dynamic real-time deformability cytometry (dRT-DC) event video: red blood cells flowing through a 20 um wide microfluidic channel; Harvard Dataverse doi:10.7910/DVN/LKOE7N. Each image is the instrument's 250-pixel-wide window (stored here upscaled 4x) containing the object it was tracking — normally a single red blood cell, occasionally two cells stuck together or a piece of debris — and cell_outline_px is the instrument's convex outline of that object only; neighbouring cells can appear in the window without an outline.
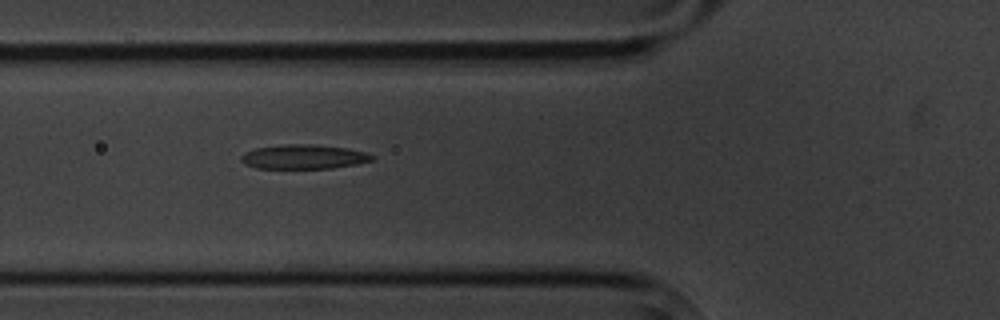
{"species": "common noctule bat (a hibernating species)", "species_latin": "Nyctalus noctula", "temperature_condition": "cold", "stored_images_in_passage": 3, "camera_frame_rate_fps": 3000, "um_per_image_px": 0.085, "animal": {"sex": "male", "body_mass_g": 20.1, "forearm_length_mm": 53.5}, "frame": {"image": 1, "passage_image": 3, "time_ms": 3.333, "image_size_px": [1000, 320], "cell_outline_px": [[376, 156], [372, 160], [356, 164], [332, 168], [256, 168], [244, 164], [240, 160], [240, 156], [244, 152], [256, 148], [288, 144], [312, 144], [348, 148], [364, 152]], "centroid_in_image_um": [25.79, 13.32], "position_along_channel_um": 100.0, "area_um2": 18.55}}